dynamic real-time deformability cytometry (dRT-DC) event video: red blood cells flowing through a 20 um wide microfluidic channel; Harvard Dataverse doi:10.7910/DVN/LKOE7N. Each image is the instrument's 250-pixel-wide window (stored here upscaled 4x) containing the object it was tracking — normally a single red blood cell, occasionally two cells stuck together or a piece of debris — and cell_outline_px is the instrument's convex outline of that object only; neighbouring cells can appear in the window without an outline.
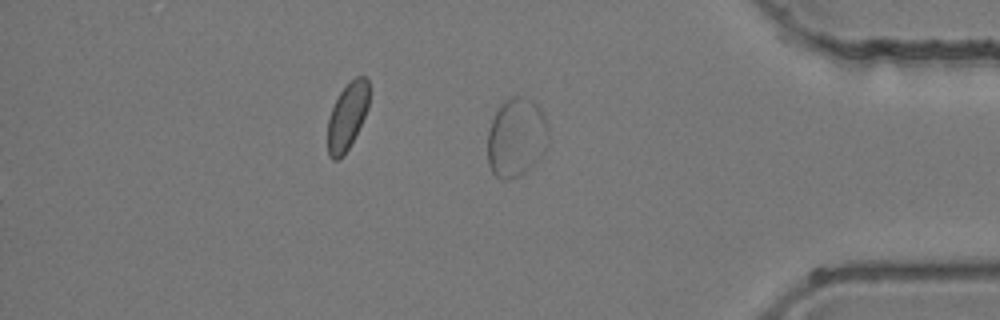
{"species": "common noctule bat (a hibernating species)", "species_latin": "Nyctalus noctula", "temperature_condition": "room temperature", "stored_images_in_passage": 36, "camera_frame_rate_fps": 3000, "um_per_image_px": 0.085, "animal": {"sex": "female", "body_mass_g": 24.6, "forearm_length_mm": 56.2}, "frame": {"image": 1, "passage_image": 36, "time_ms": 11.667, "image_size_px": [1000, 320], "cell_outline_px": [[548, 144], [544, 152], [524, 172], [516, 176], [496, 176], [492, 172], [488, 164], [488, 132], [492, 120], [500, 104], [512, 96], [520, 96], [532, 100], [540, 108], [544, 116], [548, 128]], "centroid_in_image_um": [43.89, 11.63], "position_along_channel_um": 391.3, "area_um2": 27.46}}